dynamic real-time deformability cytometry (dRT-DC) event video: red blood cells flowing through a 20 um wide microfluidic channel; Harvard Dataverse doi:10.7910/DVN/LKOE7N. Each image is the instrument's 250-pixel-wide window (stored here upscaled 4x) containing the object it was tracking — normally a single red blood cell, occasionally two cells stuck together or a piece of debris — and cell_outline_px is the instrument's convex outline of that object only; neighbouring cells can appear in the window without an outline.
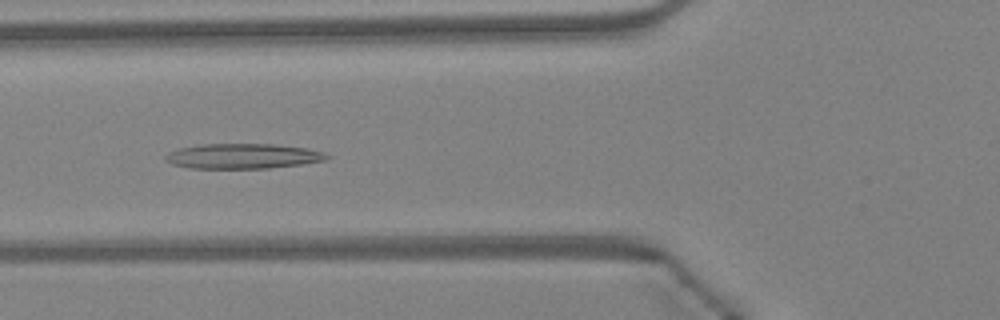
{"species": "Egyptian fruit bat (a non-hibernating species)", "species_latin": "Rousettus aegyptiacus", "temperature_condition": "warm", "stored_images_in_passage": 46, "camera_frame_rate_fps": 3000, "um_per_image_px": 0.085, "animal": {"sex": "female"}, "frame": {"image": 1, "passage_image": 17, "time_ms": 5.333, "image_size_px": [1000, 320], "cell_outline_px": [[332, 156], [324, 160], [300, 164], [268, 168], [188, 168], [172, 164], [164, 160], [164, 156], [168, 152], [180, 148], [204, 144], [272, 144], [308, 148], [324, 152]], "centroid_in_image_um": [20.63, 13.27], "position_along_channel_um": 105.2, "area_um2": 23.52}}
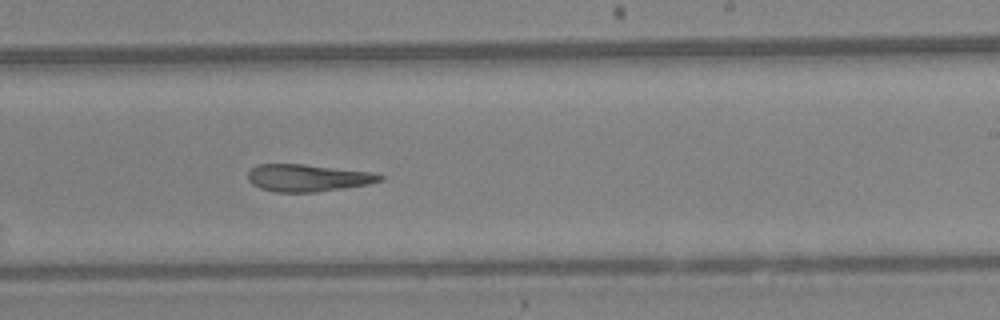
{"frame": {"image": 2, "passage_image": 28, "time_ms": 9.0, "image_size_px": [1000, 320], "cell_outline_px": [[384, 180], [368, 184], [316, 192], [276, 192], [260, 188], [252, 184], [248, 180], [248, 172], [256, 164], [304, 164], [372, 172], [384, 176]], "centroid_in_image_um": [26.15, 15.11], "position_along_channel_um": 262.9, "area_um2": 20.92}}
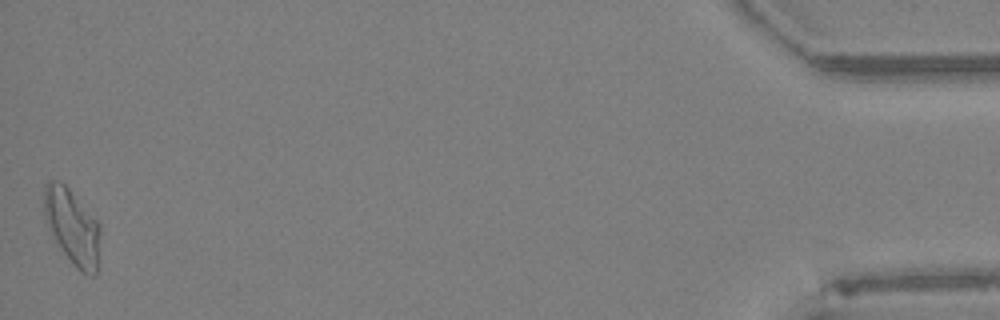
{"frame": {"image": 3, "passage_image": 46, "time_ms": 15.0, "image_size_px": [1000, 320], "cell_outline_px": [[100, 232], [96, 276], [88, 276], [80, 272], [72, 264], [56, 240], [44, 216], [44, 184], [48, 180], [60, 180], [68, 188], [100, 224]], "centroid_in_image_um": [6.15, 19.27], "position_along_channel_um": 429.1, "area_um2": 24.39}, "authors_computed_cell_mechanics": {"area_um2": 22.9466, "velocity_mm_per_s": 4.317, "shape_relaxation_time_tau1_ms": null, "shape_relaxation_time_tau2_ms": 8.3969, "deformation_change_tau1": null, "deformation_change_tau2": 0.2524}}